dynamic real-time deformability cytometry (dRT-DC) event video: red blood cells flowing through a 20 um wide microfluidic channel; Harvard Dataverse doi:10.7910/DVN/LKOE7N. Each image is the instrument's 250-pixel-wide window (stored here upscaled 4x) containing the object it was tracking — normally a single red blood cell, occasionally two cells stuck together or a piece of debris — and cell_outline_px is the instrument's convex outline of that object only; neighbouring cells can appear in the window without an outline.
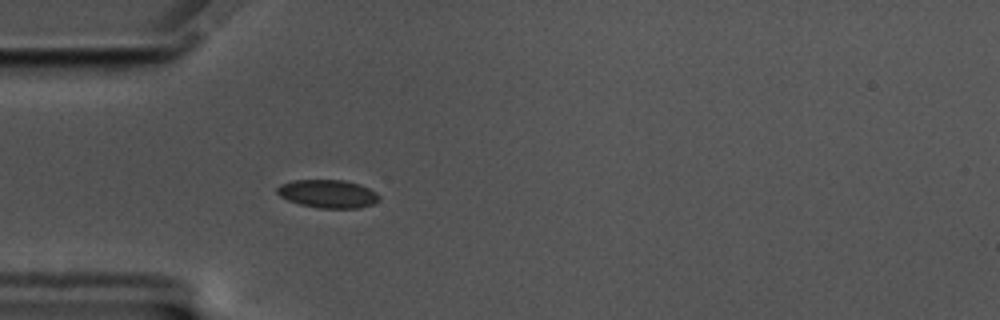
{"species": "common noctule bat (a hibernating species)", "species_latin": "Nyctalus noctula", "temperature_condition": "cold", "stored_images_in_passage": 42, "camera_frame_rate_fps": 3000, "um_per_image_px": 0.085, "animal": {"sex": "male", "body_mass_g": 17.5, "forearm_length_mm": 52.3}, "frame": {"image": 1, "passage_image": 1, "time_ms": 0.0, "image_size_px": [1000, 320], "cell_outline_px": [[380, 200], [372, 204], [360, 208], [320, 208], [300, 204], [288, 200], [280, 196], [276, 192], [276, 188], [280, 184], [292, 180], [344, 180], [360, 184], [376, 192], [380, 196]], "centroid_in_image_um": [27.87, 16.47], "position_along_channel_um": 57.1, "area_um2": 16.82}}
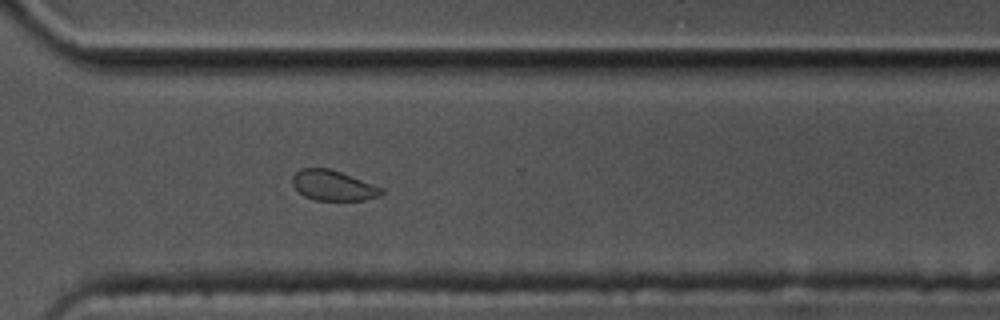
{"frame": {"image": 2, "passage_image": 26, "time_ms": 8.333, "image_size_px": [1000, 320], "cell_outline_px": [[384, 192], [376, 196], [364, 200], [316, 200], [304, 196], [292, 184], [292, 176], [300, 168], [328, 168], [340, 172], [384, 188]], "centroid_in_image_um": [28.29, 15.76], "position_along_channel_um": 342.3, "area_um2": 15.49}}
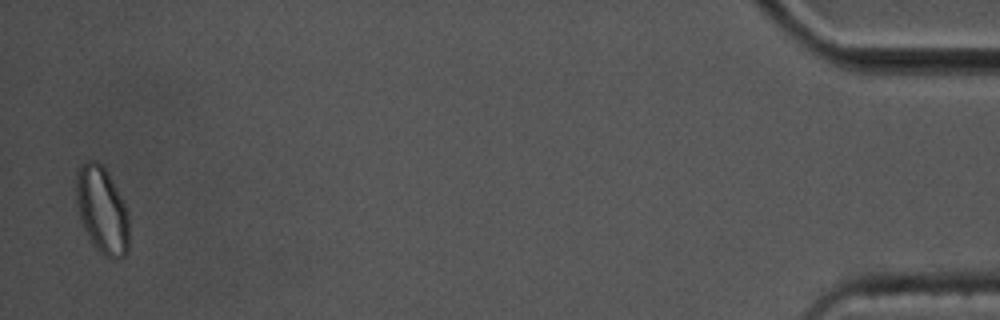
{"frame": {"image": 3, "passage_image": 41, "time_ms": 13.333, "image_size_px": [1000, 320], "cell_outline_px": [[128, 252], [124, 256], [116, 260], [112, 260], [100, 252], [96, 248], [88, 236], [80, 220], [76, 204], [76, 172], [88, 160], [92, 160], [100, 164], [104, 168], [120, 196], [128, 212]], "centroid_in_image_um": [8.66, 17.91], "position_along_channel_um": 426.5, "area_um2": 26.47}, "authors_computed_cell_mechanics": {"area_um2": 16.7331, "velocity_mm_per_s": 3.4741, "shape_relaxation_time_tau1_ms": 3.0994, "shape_relaxation_time_tau2_ms": 2.8095, "deformation_change_tau1": 0.0613, "deformation_change_tau2": 0.0538}}